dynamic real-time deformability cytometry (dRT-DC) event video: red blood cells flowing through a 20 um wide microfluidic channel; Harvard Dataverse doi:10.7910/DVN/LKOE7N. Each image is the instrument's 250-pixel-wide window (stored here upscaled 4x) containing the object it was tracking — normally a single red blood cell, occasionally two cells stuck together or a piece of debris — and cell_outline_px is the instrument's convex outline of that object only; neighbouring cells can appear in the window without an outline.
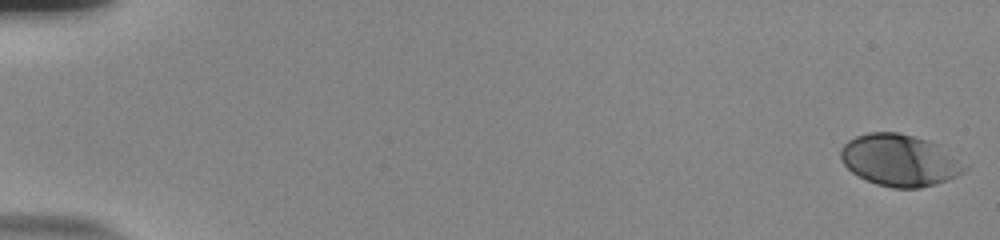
{"species": "human", "species_latin": "Homo sapiens", "temperature_condition": "room temperature", "stored_images_in_passage": 40, "camera_frame_rate_fps": 3000, "um_per_image_px": 0.085, "donor": {"sex": "male"}, "frame": {"image": 1, "passage_image": 1, "time_ms": 0.0, "image_size_px": [1000, 240], "cell_outline_px": [[972, 164], [964, 172], [956, 176], [936, 184], [920, 188], [892, 188], [876, 184], [852, 172], [844, 164], [840, 156], [840, 152], [844, 144], [848, 140], [856, 136], [868, 132], [896, 132], [912, 136], [936, 144]], "centroid_in_image_um": [76.53, 13.63], "position_along_channel_um": 8.5, "area_um2": 37.51}}
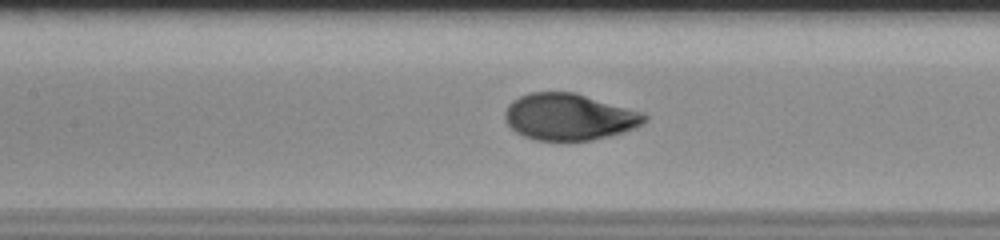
{"frame": {"image": 2, "passage_image": 28, "time_ms": 9.0, "image_size_px": [1000, 240], "cell_outline_px": [[648, 120], [644, 124], [636, 128], [624, 132], [592, 140], [536, 140], [524, 136], [516, 132], [504, 120], [504, 112], [508, 104], [512, 100], [520, 96], [532, 92], [576, 92], [644, 112], [648, 116]], "centroid_in_image_um": [48.41, 9.92], "position_along_channel_um": 159.0, "area_um2": 38.26}}
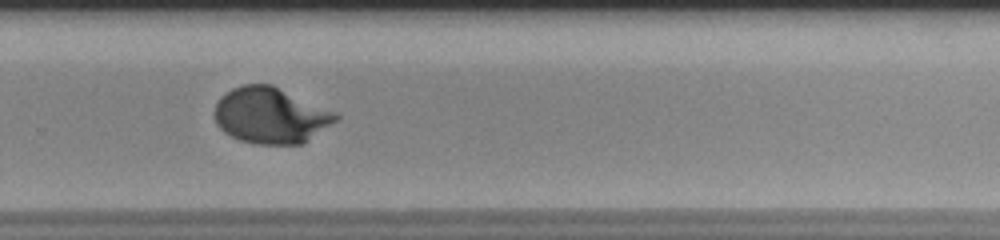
{"frame": {"image": 3, "passage_image": 40, "time_ms": 13.0, "image_size_px": [1000, 240], "cell_outline_px": [[340, 116], [336, 120], [304, 144], [252, 144], [240, 140], [224, 132], [216, 124], [216, 104], [220, 96], [232, 88], [244, 84], [272, 84], [336, 112]], "centroid_in_image_um": [23.01, 9.81], "position_along_channel_um": 306.8, "area_um2": 39.54}}